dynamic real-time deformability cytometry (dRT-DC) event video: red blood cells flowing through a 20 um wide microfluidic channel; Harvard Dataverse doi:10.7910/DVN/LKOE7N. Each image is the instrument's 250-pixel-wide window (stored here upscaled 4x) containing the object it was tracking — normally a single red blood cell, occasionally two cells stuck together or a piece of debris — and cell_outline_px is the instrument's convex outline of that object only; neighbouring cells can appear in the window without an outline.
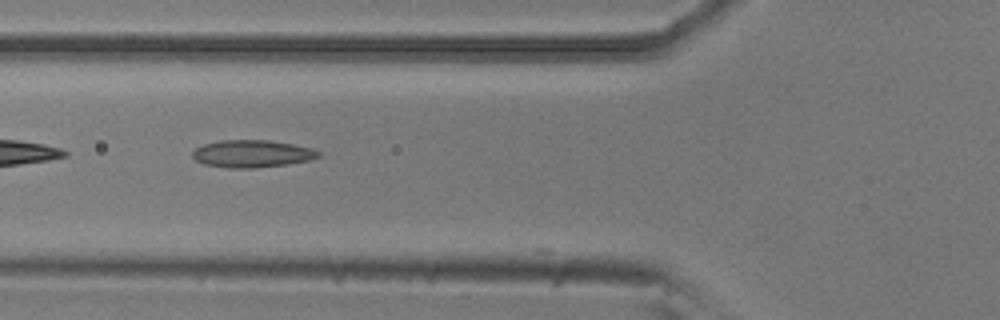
{"species": "common noctule bat (a hibernating species)", "species_latin": "Nyctalus noctula", "temperature_condition": "room temperature", "stored_images_in_passage": 4, "camera_frame_rate_fps": 3000, "um_per_image_px": 0.085, "animal": {"sex": "male", "body_mass_g": 20.5, "forearm_length_mm": 52.5}, "frame": {"image": 1, "passage_image": 3, "time_ms": 0.667, "image_size_px": [1000, 320], "cell_outline_px": [[320, 156], [312, 160], [288, 164], [252, 168], [228, 168], [204, 164], [196, 160], [192, 156], [192, 152], [196, 148], [204, 144], [220, 140], [268, 140], [292, 144], [312, 148], [320, 152]], "centroid_in_image_um": [21.44, 13.07], "position_along_channel_um": 104.4, "area_um2": 20.11}}